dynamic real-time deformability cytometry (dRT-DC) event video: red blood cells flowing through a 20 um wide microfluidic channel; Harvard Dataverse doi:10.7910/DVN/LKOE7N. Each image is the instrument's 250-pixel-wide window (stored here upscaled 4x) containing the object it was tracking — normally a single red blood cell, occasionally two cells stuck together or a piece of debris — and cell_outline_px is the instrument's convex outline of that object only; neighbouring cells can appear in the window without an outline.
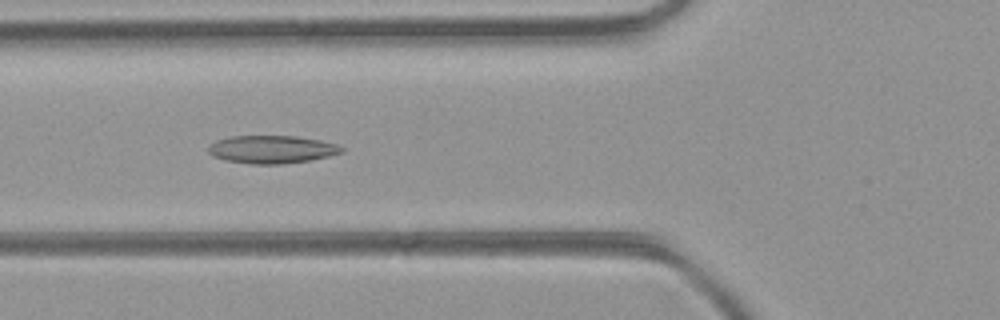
{"species": "common noctule bat (a hibernating species)", "species_latin": "Nyctalus noctula", "temperature_condition": "room temperature", "stored_images_in_passage": 47, "camera_frame_rate_fps": 3000, "um_per_image_px": 0.085, "animal": {"sex": "female", "body_mass_g": 21.9}, "frame": {"image": 1, "passage_image": 17, "time_ms": 5.333, "image_size_px": [1000, 320], "cell_outline_px": [[344, 152], [312, 160], [280, 164], [252, 164], [224, 160], [212, 156], [208, 152], [208, 148], [216, 140], [232, 136], [296, 136], [320, 140], [336, 144], [344, 148]], "centroid_in_image_um": [23.11, 12.7], "position_along_channel_um": 102.7, "area_um2": 21.68}}
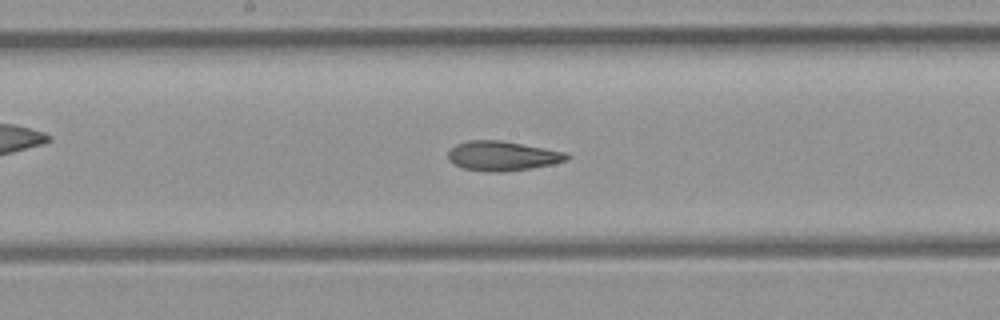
{"frame": {"image": 2, "passage_image": 24, "time_ms": 7.667, "image_size_px": [1000, 320], "cell_outline_px": [[572, 156], [568, 160], [552, 164], [532, 168], [504, 172], [488, 172], [464, 168], [448, 160], [448, 152], [456, 144], [468, 140], [500, 140], [568, 152]], "centroid_in_image_um": [42.75, 13.25], "position_along_channel_um": 205.4, "area_um2": 20.58}}
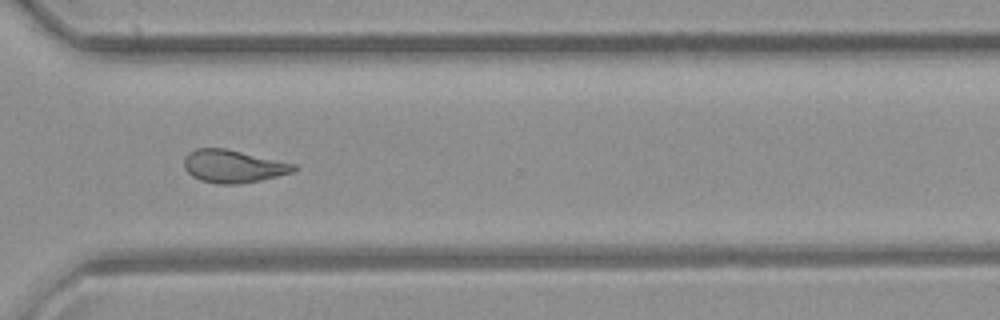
{"frame": {"image": 3, "passage_image": 34, "time_ms": 11.0, "image_size_px": [1000, 320], "cell_outline_px": [[296, 168], [292, 172], [260, 180], [240, 184], [216, 184], [200, 180], [192, 176], [184, 168], [184, 160], [188, 152], [196, 148], [224, 148], [296, 164]], "centroid_in_image_um": [19.78, 14.13], "position_along_channel_um": 350.8, "area_um2": 20.81}, "authors_computed_cell_mechanics": {"area_um2": 21.675, "velocity_mm_per_s": 4.3773, "shape_relaxation_time_tau1_ms": null, "shape_relaxation_time_tau2_ms": 3.9758, "deformation_change_tau1": null, "deformation_change_tau2": 0.1125}}